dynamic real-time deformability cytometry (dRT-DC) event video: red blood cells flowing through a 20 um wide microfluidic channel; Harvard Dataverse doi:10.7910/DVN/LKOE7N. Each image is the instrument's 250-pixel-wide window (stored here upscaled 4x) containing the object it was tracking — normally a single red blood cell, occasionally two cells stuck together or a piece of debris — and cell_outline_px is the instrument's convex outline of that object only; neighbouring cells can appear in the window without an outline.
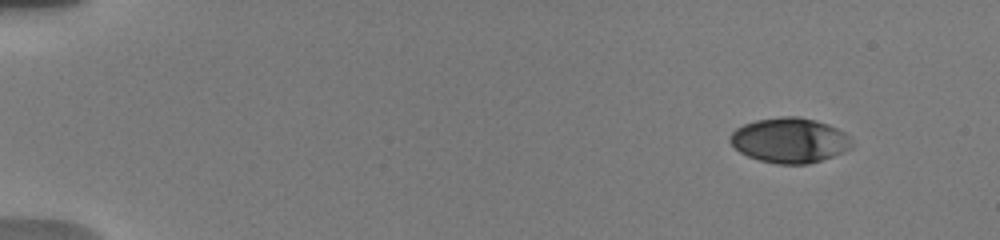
{"species": "human", "species_latin": "Homo sapiens", "temperature_condition": "warm", "stored_images_in_passage": 25, "camera_frame_rate_fps": 3000, "um_per_image_px": 0.085, "donor": {"sex": "male"}, "frame": {"image": 1, "passage_image": 1, "time_ms": 0.0, "image_size_px": [1000, 240], "cell_outline_px": [[852, 148], [844, 152], [808, 164], [776, 164], [760, 160], [748, 156], [740, 152], [728, 140], [728, 136], [736, 128], [744, 124], [756, 120], [780, 116], [800, 116], [816, 120], [828, 124], [852, 136]], "centroid_in_image_um": [67.13, 11.92], "position_along_channel_um": 17.9, "area_um2": 32.19}}
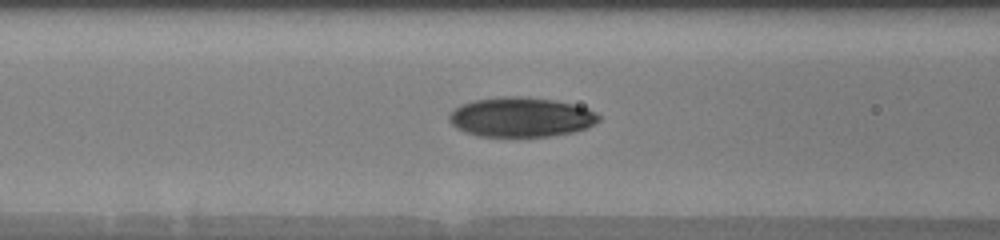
{"frame": {"image": 2, "passage_image": 18, "time_ms": 6.333, "image_size_px": [1000, 240], "cell_outline_px": [[600, 120], [584, 128], [572, 132], [552, 136], [480, 136], [464, 132], [456, 128], [448, 120], [448, 116], [460, 104], [476, 100], [504, 96], [520, 96], [556, 100], [588, 108], [596, 112], [600, 116]], "centroid_in_image_um": [44.27, 9.95], "position_along_channel_um": 122.3, "area_um2": 34.45}}
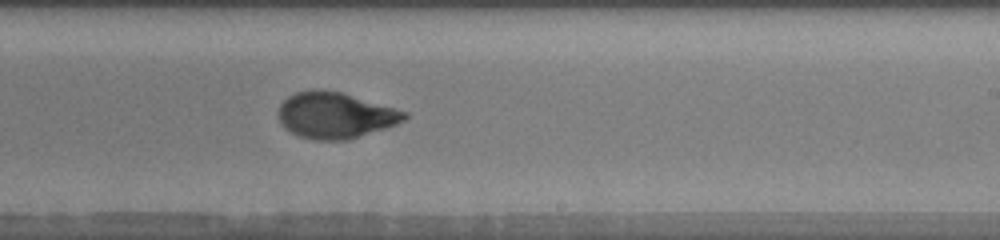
{"frame": {"image": 3, "passage_image": 25, "time_ms": 10.0, "image_size_px": [1000, 240], "cell_outline_px": [[408, 116], [404, 120], [396, 124], [348, 140], [312, 140], [300, 136], [284, 128], [280, 120], [280, 104], [288, 96], [296, 92], [320, 88], [340, 92], [408, 112]], "centroid_in_image_um": [28.49, 9.8], "position_along_channel_um": 260.5, "area_um2": 33.52}}